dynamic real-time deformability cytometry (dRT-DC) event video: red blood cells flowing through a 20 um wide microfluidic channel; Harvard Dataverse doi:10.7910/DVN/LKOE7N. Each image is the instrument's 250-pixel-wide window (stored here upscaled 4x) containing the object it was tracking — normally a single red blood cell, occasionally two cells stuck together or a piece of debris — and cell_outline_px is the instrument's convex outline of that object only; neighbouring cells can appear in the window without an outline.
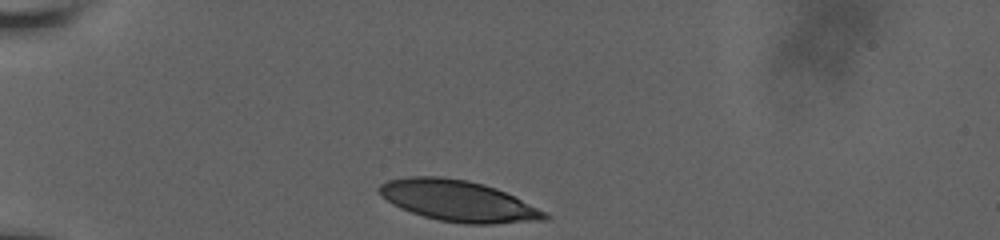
{"species": "human", "species_latin": "Homo sapiens", "temperature_condition": "room temperature", "stored_images_in_passage": 33, "camera_frame_rate_fps": 3000, "um_per_image_px": 0.085, "donor": {"sex": "male"}, "frame": {"image": 1, "passage_image": 1, "time_ms": 0.0, "image_size_px": [1000, 240], "cell_outline_px": [[552, 216], [548, 220], [492, 224], [468, 224], [440, 220], [424, 216], [400, 208], [392, 204], [380, 196], [376, 188], [380, 184], [388, 180], [412, 176], [440, 176], [468, 180], [484, 184], [496, 188], [548, 212]], "centroid_in_image_um": [38.96, 17.07], "position_along_channel_um": 46.0, "area_um2": 39.77}}
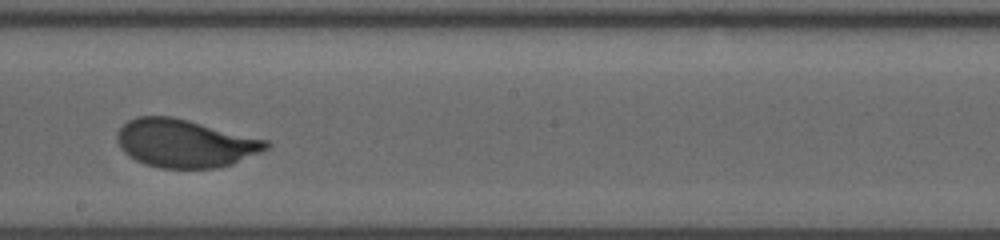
{"frame": {"image": 2, "passage_image": 19, "time_ms": 6.0, "image_size_px": [1000, 240], "cell_outline_px": [[272, 144], [268, 148], [260, 152], [232, 164], [220, 168], [160, 168], [144, 164], [128, 156], [120, 148], [116, 140], [116, 132], [128, 120], [136, 116], [172, 116], [268, 140]], "centroid_in_image_um": [15.7, 12.18], "position_along_channel_um": 232.5, "area_um2": 41.91}}
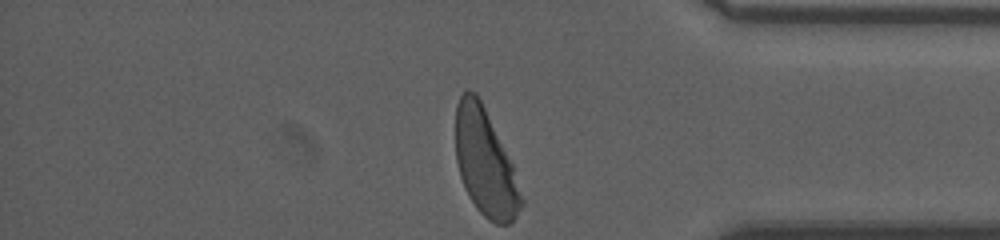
{"frame": {"image": 3, "passage_image": 33, "time_ms": 10.667, "image_size_px": [1000, 240], "cell_outline_px": [[524, 204], [516, 216], [508, 224], [496, 224], [488, 220], [476, 208], [464, 188], [460, 176], [456, 160], [456, 104], [460, 96], [468, 88], [476, 92], [512, 164], [524, 200]], "centroid_in_image_um": [41.23, 13.86], "position_along_channel_um": 394.0, "area_um2": 40.46}, "authors_computed_cell_mechanics": {"area_um2": 41.616, "velocity_mm_per_s": 3.7692, "shape_relaxation_time_tau1_ms": 3.2506, "shape_relaxation_time_tau2_ms": null, "deformation_change_tau1": 0.176, "deformation_change_tau2": null}}